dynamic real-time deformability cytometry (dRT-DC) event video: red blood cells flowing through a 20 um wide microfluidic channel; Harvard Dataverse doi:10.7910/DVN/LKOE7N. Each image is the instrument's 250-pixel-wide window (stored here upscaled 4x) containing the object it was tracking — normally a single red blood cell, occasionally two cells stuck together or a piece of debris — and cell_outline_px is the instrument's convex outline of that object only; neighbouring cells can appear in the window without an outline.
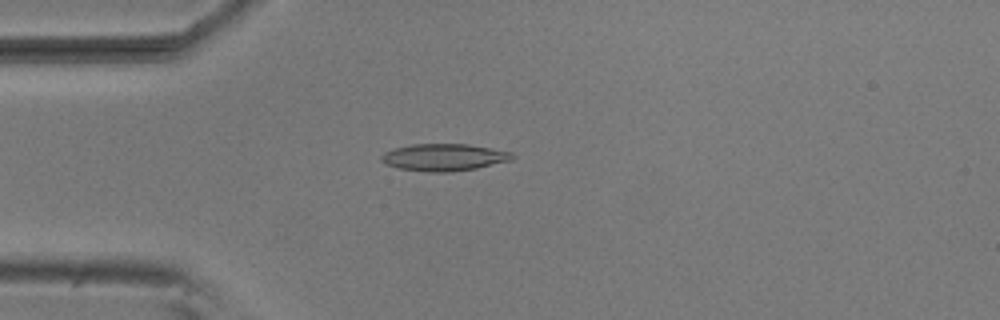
{"species": "common noctule bat (a hibernating species)", "species_latin": "Nyctalus noctula", "temperature_condition": "room temperature", "stored_images_in_passage": 4, "camera_frame_rate_fps": 3000, "um_per_image_px": 0.085, "animal": {"sex": "male", "body_mass_g": 20.5, "forearm_length_mm": 52.5}, "frame": {"image": 1, "passage_image": 4, "time_ms": 1.0, "image_size_px": [1000, 320], "cell_outline_px": [[516, 156], [512, 160], [476, 168], [452, 172], [428, 172], [400, 168], [384, 164], [380, 160], [380, 156], [384, 152], [392, 148], [412, 144], [468, 144], [492, 148], [512, 152]], "centroid_in_image_um": [37.73, 13.36], "position_along_channel_um": 47.3, "area_um2": 20.87}}